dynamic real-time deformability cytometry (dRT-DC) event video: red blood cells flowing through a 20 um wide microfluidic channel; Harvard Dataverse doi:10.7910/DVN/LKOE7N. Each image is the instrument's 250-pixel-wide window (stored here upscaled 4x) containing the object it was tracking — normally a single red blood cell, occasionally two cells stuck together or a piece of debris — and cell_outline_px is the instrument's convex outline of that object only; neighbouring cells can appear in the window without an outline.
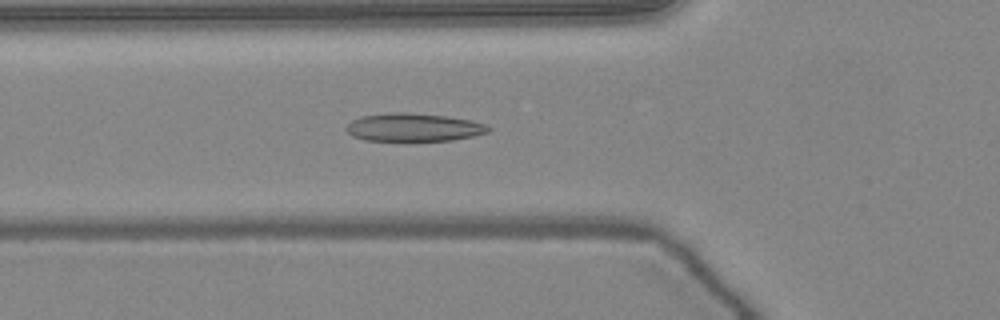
{"species": "common noctule bat (a hibernating species)", "species_latin": "Nyctalus noctula", "temperature_condition": "warm", "stored_images_in_passage": 51, "camera_frame_rate_fps": 3000, "um_per_image_px": 0.085, "animal": {"sex": "female", "body_mass_g": 24.6, "forearm_length_mm": 56.2}, "frame": {"image": 1, "passage_image": 18, "time_ms": 5.667, "image_size_px": [1000, 320], "cell_outline_px": [[492, 128], [488, 132], [472, 136], [452, 140], [364, 140], [352, 136], [344, 128], [352, 120], [360, 116], [392, 112], [404, 112], [444, 116], [468, 120], [484, 124]], "centroid_in_image_um": [35.1, 10.82], "position_along_channel_um": 90.7, "area_um2": 22.95}}
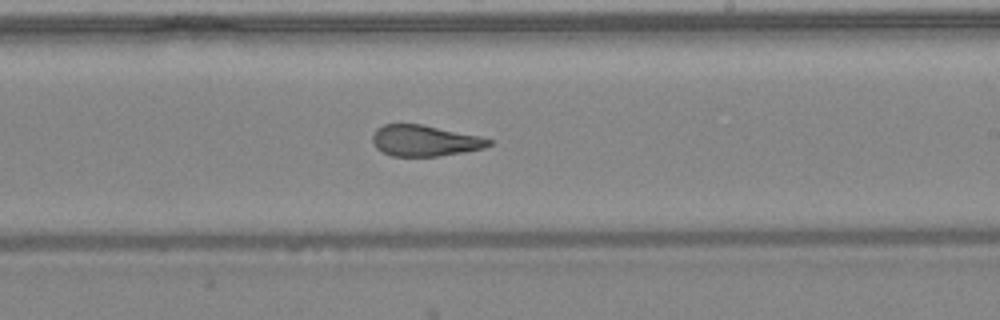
{"frame": {"image": 2, "passage_image": 30, "time_ms": 9.667, "image_size_px": [1000, 320], "cell_outline_px": [[492, 144], [484, 148], [464, 152], [440, 156], [392, 156], [376, 148], [372, 140], [372, 136], [376, 128], [384, 124], [420, 124], [480, 136], [492, 140]], "centroid_in_image_um": [36.1, 11.96], "position_along_channel_um": 252.9, "area_um2": 20.98}}
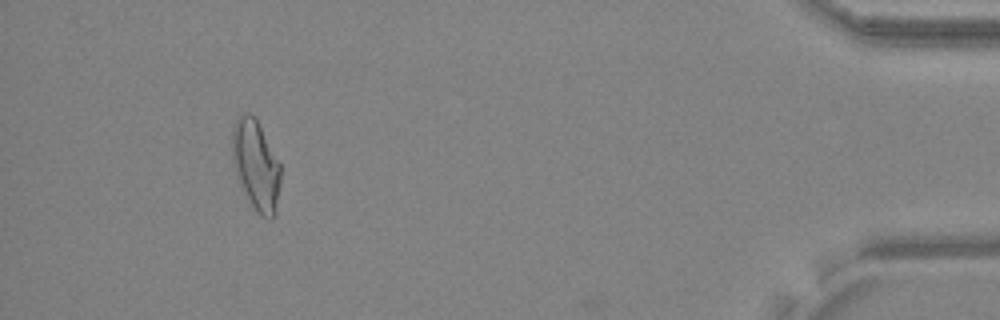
{"frame": {"image": 3, "passage_image": 47, "time_ms": 15.333, "image_size_px": [1000, 320], "cell_outline_px": [[280, 184], [276, 212], [272, 220], [268, 220], [260, 216], [256, 212], [240, 180], [232, 160], [232, 128], [236, 120], [240, 116], [248, 112], [256, 120], [280, 164]], "centroid_in_image_um": [21.77, 14.08], "position_along_channel_um": 413.4, "area_um2": 24.68}, "authors_computed_cell_mechanics": {"area_um2": 23.0622, "velocity_mm_per_s": 4.0465, "shape_relaxation_time_tau1_ms": 11.108, "shape_relaxation_time_tau2_ms": 1.9515, "deformation_change_tau1": 0.2925, "deformation_change_tau2": 0.0883}}